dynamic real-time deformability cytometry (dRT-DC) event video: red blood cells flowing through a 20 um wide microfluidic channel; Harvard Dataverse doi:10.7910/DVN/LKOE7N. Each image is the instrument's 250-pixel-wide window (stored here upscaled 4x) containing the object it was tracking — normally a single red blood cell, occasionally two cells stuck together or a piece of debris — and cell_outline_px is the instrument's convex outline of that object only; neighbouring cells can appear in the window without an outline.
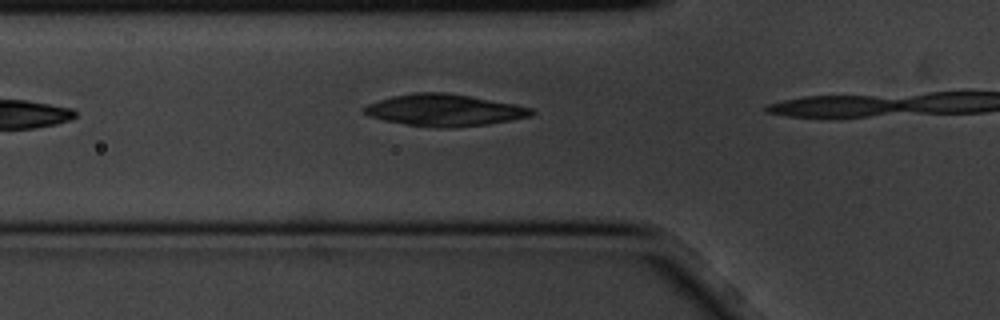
{"species": "common noctule bat (a hibernating species)", "species_latin": "Nyctalus noctula", "temperature_condition": "cold", "stored_images_in_passage": 3, "camera_frame_rate_fps": 3000, "um_per_image_px": 0.085, "animal": {"sex": "male", "body_mass_g": 20.1, "forearm_length_mm": 53.5}, "frame": {"image": 1, "passage_image": 3, "time_ms": 0.667, "image_size_px": [1000, 320], "cell_outline_px": [[536, 112], [532, 116], [512, 120], [488, 124], [452, 128], [440, 128], [404, 124], [384, 120], [368, 116], [360, 112], [368, 104], [392, 96], [412, 92], [448, 92], [516, 104], [532, 108]], "centroid_in_image_um": [37.78, 9.36], "position_along_channel_um": 88.0, "area_um2": 31.33}}